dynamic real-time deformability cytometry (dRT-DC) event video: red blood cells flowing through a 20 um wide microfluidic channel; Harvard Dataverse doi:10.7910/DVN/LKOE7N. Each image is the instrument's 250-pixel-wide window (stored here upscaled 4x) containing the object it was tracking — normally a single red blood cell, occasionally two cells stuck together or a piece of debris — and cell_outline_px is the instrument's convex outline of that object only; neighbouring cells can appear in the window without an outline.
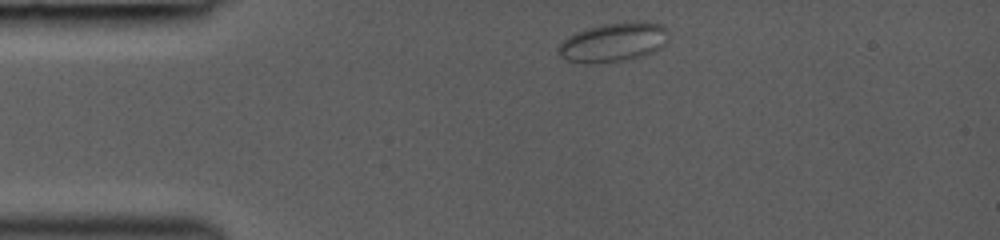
{"species": "common noctule bat (a hibernating species)", "species_latin": "Nyctalus noctula", "temperature_condition": "room temperature", "stored_images_in_passage": 3, "camera_frame_rate_fps": 3000, "um_per_image_px": 0.085, "animal": {"sex": "female", "body_mass_g": 19.0, "forearm_length_mm": 53.3}, "frame": {"image": 1, "passage_image": 1, "time_ms": 0.0, "image_size_px": [1000, 240], "cell_outline_px": [[668, 36], [664, 44], [656, 52], [644, 56], [624, 60], [588, 64], [568, 60], [560, 56], [556, 48], [568, 36], [576, 32], [588, 28], [604, 24], [624, 20], [648, 20], [660, 24], [668, 28]], "centroid_in_image_um": [52.19, 3.56], "position_along_channel_um": 32.8, "area_um2": 25.66}}